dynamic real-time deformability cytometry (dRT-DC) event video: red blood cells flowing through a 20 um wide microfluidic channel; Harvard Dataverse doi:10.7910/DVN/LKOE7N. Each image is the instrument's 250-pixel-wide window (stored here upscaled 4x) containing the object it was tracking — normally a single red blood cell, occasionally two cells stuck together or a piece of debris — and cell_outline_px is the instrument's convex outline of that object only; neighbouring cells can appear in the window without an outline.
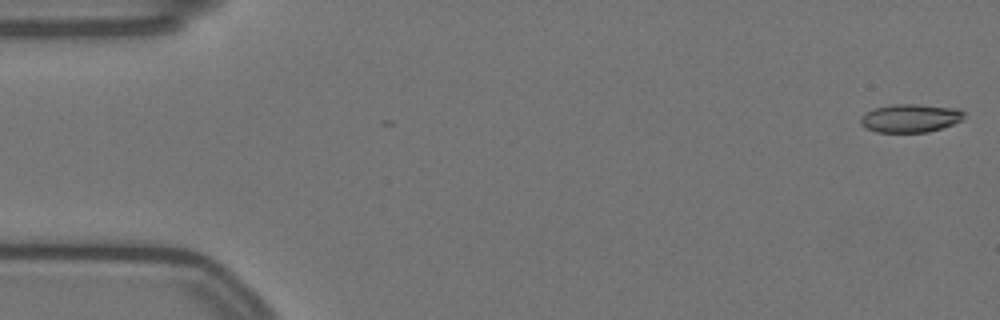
{"species": "Egyptian fruit bat (a non-hibernating species)", "species_latin": "Rousettus aegyptiacus", "temperature_condition": "warm", "stored_images_in_passage": 6, "camera_frame_rate_fps": 3000, "um_per_image_px": 0.085, "animal": {"sex": "female"}, "frame": {"image": 1, "passage_image": 1, "time_ms": 0.0, "image_size_px": [1000, 320], "cell_outline_px": [[964, 116], [960, 120], [952, 124], [928, 132], [876, 132], [864, 128], [860, 124], [860, 116], [864, 112], [872, 108], [892, 104], [916, 104], [960, 108], [964, 112]], "centroid_in_image_um": [77.31, 10.03], "position_along_channel_um": 7.7, "area_um2": 17.28}}